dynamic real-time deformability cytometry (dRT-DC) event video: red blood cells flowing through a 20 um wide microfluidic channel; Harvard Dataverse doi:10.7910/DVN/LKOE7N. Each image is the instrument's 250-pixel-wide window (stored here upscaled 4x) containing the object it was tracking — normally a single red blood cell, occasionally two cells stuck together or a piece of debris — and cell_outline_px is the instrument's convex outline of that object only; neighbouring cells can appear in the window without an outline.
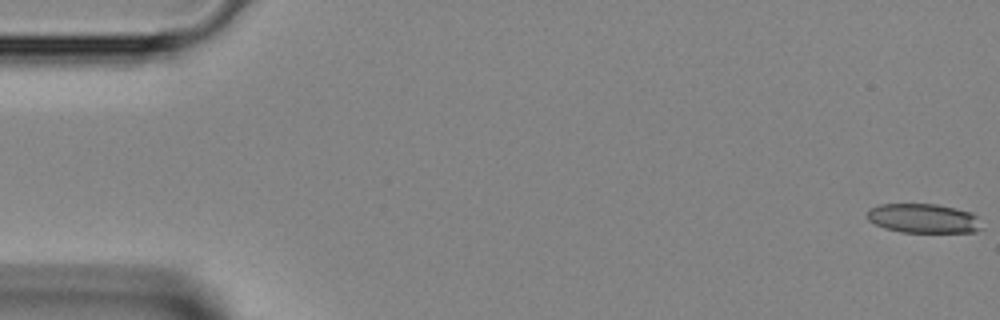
{"species": "Egyptian fruit bat (a non-hibernating species)", "species_latin": "Rousettus aegyptiacus", "temperature_condition": "room temperature", "stored_images_in_passage": 45, "camera_frame_rate_fps": 3000, "um_per_image_px": 0.085, "animal": {"sex": "female"}, "frame": {"image": 1, "passage_image": 1, "time_ms": 0.0, "image_size_px": [1000, 320], "cell_outline_px": [[984, 228], [976, 232], [900, 232], [884, 228], [868, 220], [868, 208], [880, 204], [936, 204], [972, 212], [976, 216]], "centroid_in_image_um": [78.51, 18.57], "position_along_channel_um": 6.5, "area_um2": 19.65}}
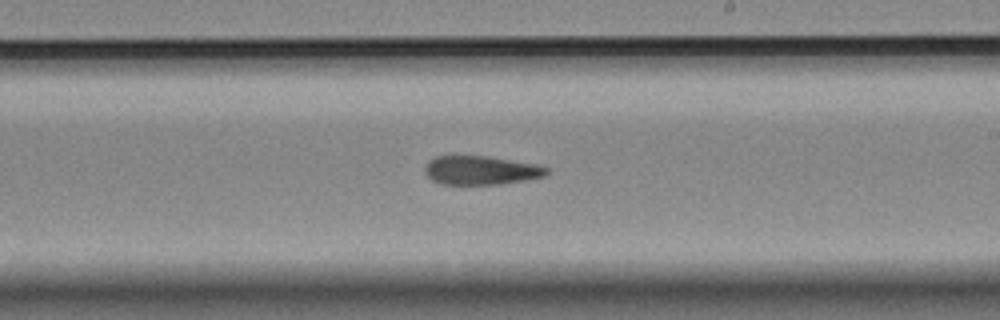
{"frame": {"image": 2, "passage_image": 26, "time_ms": 8.333, "image_size_px": [1000, 320], "cell_outline_px": [[548, 172], [544, 176], [524, 180], [500, 184], [440, 184], [432, 180], [424, 172], [424, 168], [428, 160], [436, 156], [452, 152], [456, 152], [488, 156], [536, 164], [548, 168]], "centroid_in_image_um": [40.77, 14.42], "position_along_channel_um": 248.2, "area_um2": 21.21}}
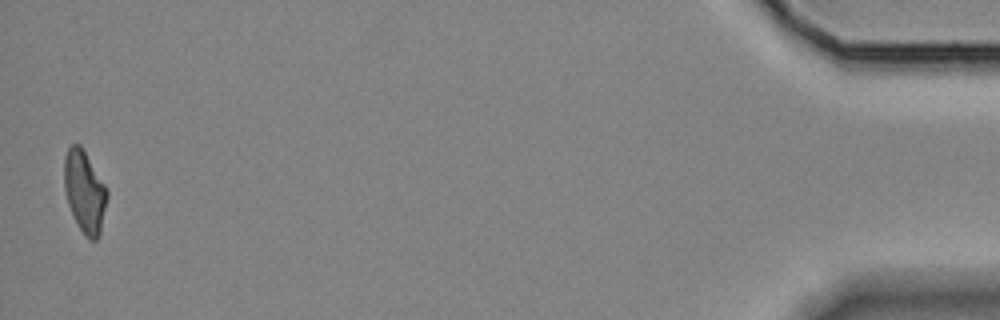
{"frame": {"image": 3, "passage_image": 44, "time_ms": 14.333, "image_size_px": [1000, 320], "cell_outline_px": [[108, 196], [100, 232], [96, 240], [88, 240], [84, 236], [68, 204], [64, 188], [64, 156], [68, 148], [72, 144], [80, 144], [108, 188]], "centroid_in_image_um": [7.2, 16.27], "position_along_channel_um": 428.0, "area_um2": 20.52}}